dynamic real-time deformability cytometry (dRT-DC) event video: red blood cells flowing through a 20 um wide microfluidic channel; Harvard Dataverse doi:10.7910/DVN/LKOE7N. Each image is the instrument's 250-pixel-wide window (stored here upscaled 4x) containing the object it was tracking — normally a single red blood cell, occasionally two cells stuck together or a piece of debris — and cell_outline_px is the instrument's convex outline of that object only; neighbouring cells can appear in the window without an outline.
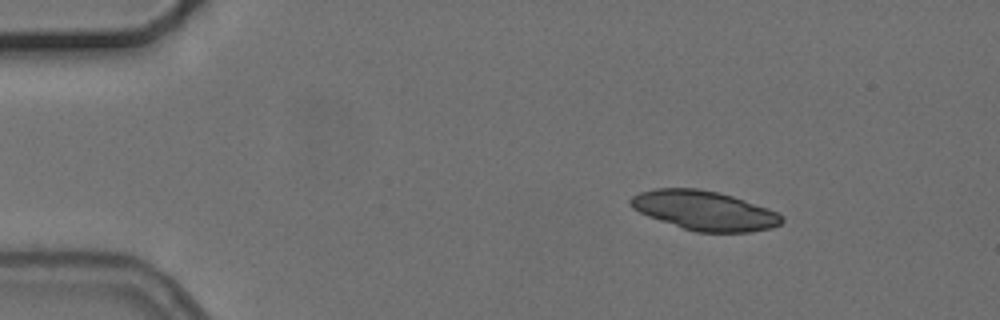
{"species": "common noctule bat (a hibernating species)", "species_latin": "Nyctalus noctula", "temperature_condition": "cold", "stored_images_in_passage": 3, "camera_frame_rate_fps": 3000, "um_per_image_px": 0.085, "animal": {"sex": "female", "body_mass_g": 24.6, "forearm_length_mm": 56.2}, "frame": {"image": 1, "passage_image": 1, "time_ms": 0.0, "image_size_px": [1000, 320], "cell_outline_px": [[784, 220], [780, 224], [772, 228], [752, 232], [696, 232], [648, 216], [632, 208], [628, 204], [628, 200], [632, 196], [640, 192], [656, 188], [696, 188], [720, 192], [768, 208], [784, 216]], "centroid_in_image_um": [59.88, 17.89], "position_along_channel_um": 25.1, "area_um2": 34.68}}